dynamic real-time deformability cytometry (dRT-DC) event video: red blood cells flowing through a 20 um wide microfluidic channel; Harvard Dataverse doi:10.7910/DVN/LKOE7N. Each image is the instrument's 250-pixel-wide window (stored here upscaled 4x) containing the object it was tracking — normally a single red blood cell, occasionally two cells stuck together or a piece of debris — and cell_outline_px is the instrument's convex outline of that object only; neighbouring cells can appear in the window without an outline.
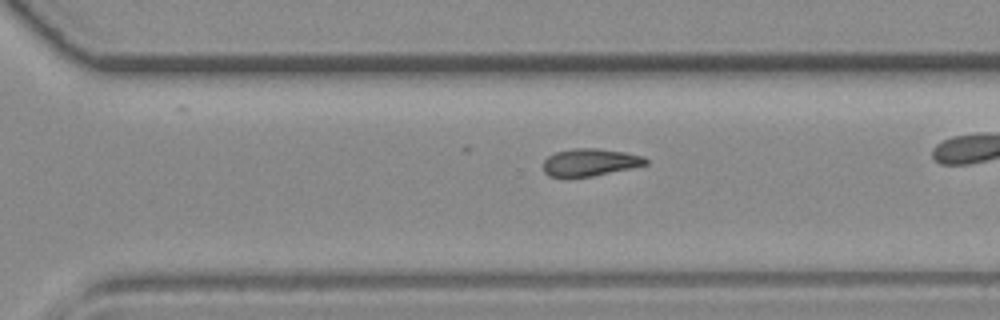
{"species": "common noctule bat (a hibernating species)", "species_latin": "Nyctalus noctula", "temperature_condition": "room temperature", "stored_images_in_passage": 27, "camera_frame_rate_fps": 3000, "um_per_image_px": 0.085, "animal": {"sex": "female", "body_mass_g": 19.3, "forearm_length_mm": 54.1}, "frame": {"image": 1, "passage_image": 23, "time_ms": 7.333, "image_size_px": [1000, 320], "cell_outline_px": [[648, 164], [592, 176], [548, 176], [544, 172], [544, 160], [548, 156], [556, 152], [576, 148], [596, 148], [624, 152], [644, 156], [648, 160]], "centroid_in_image_um": [50.16, 13.78], "position_along_channel_um": 320.4, "area_um2": 16.07}}